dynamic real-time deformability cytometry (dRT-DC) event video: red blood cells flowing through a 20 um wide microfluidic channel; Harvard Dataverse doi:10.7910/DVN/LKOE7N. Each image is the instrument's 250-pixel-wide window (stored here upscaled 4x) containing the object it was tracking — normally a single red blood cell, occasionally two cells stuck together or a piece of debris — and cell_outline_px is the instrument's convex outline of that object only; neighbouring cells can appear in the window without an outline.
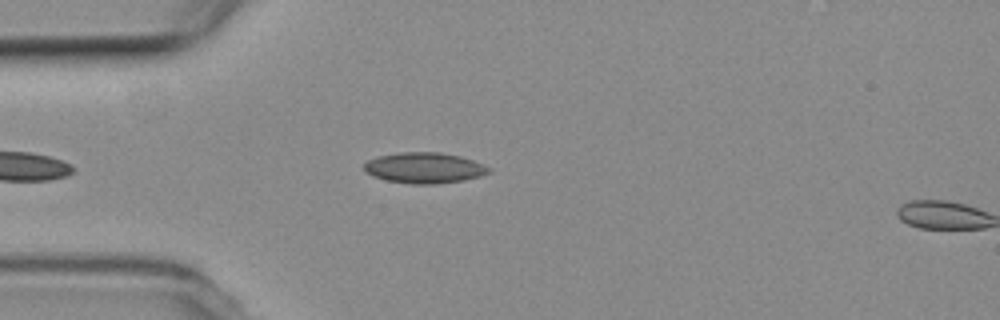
{"species": "common noctule bat (a hibernating species)", "species_latin": "Nyctalus noctula", "temperature_condition": "room temperature", "stored_images_in_passage": 8, "camera_frame_rate_fps": 3000, "um_per_image_px": 0.085, "animal": {"sex": "female", "body_mass_g": 19.3, "forearm_length_mm": 54.1}, "frame": {"image": 1, "passage_image": 7, "time_ms": 2.0, "image_size_px": [1000, 320], "cell_outline_px": [[492, 172], [480, 176], [464, 180], [436, 184], [408, 184], [388, 180], [372, 176], [364, 172], [364, 164], [368, 160], [380, 156], [400, 152], [440, 152], [460, 156], [472, 160], [492, 168]], "centroid_in_image_um": [36.08, 14.27], "position_along_channel_um": 48.9, "area_um2": 22.43}}